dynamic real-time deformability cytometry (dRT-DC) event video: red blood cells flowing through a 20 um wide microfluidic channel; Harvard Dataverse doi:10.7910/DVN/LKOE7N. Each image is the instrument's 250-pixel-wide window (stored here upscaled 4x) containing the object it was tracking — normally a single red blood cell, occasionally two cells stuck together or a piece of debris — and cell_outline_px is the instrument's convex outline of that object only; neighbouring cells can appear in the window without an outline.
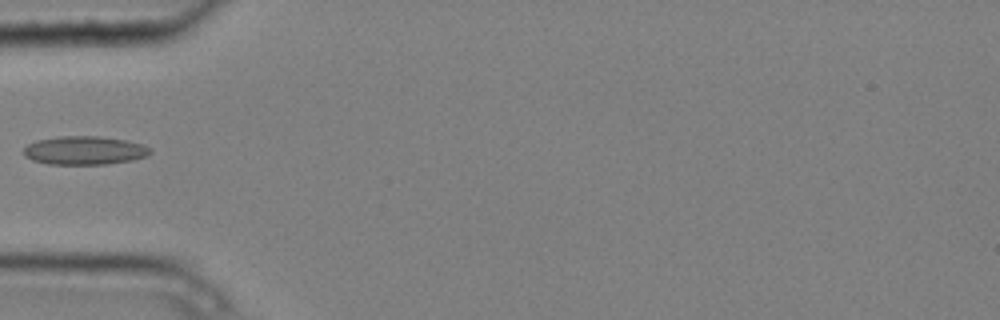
{"species": "common noctule bat (a hibernating species)", "species_latin": "Nyctalus noctula", "temperature_condition": "cold", "stored_images_in_passage": 5, "camera_frame_rate_fps": 3000, "um_per_image_px": 0.085, "animal": {"sex": "male", "body_mass_g": 20.4}, "frame": {"image": 1, "passage_image": 5, "time_ms": 1.333, "image_size_px": [1000, 320], "cell_outline_px": [[152, 152], [148, 156], [132, 160], [104, 164], [48, 164], [32, 160], [24, 156], [24, 148], [28, 144], [36, 140], [56, 136], [100, 136], [124, 140], [144, 144], [152, 148]], "centroid_in_image_um": [7.2, 12.78], "position_along_channel_um": 77.8, "area_um2": 21.21}}